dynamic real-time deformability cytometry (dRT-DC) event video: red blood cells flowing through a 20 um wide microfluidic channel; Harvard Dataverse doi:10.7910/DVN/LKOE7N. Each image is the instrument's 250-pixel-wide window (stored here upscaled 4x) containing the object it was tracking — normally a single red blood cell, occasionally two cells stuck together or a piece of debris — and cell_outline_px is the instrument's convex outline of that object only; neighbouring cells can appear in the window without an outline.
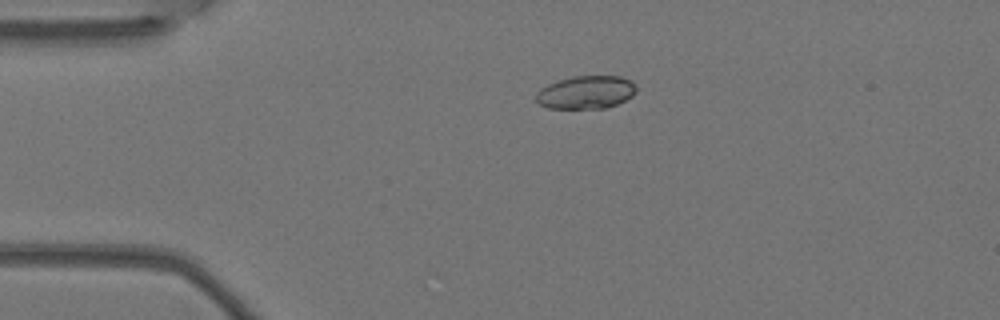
{"species": "Egyptian fruit bat (a non-hibernating species)", "species_latin": "Rousettus aegyptiacus", "temperature_condition": "warm", "stored_images_in_passage": 3, "camera_frame_rate_fps": 3000, "um_per_image_px": 0.085, "animal": {"sex": "female"}, "frame": {"image": 1, "passage_image": 1, "time_ms": 0.0, "image_size_px": [1000, 320], "cell_outline_px": [[636, 92], [632, 96], [616, 104], [604, 108], [548, 108], [540, 104], [536, 100], [536, 92], [540, 88], [556, 80], [572, 76], [620, 76], [632, 80], [636, 84]], "centroid_in_image_um": [49.81, 7.83], "position_along_channel_um": 35.2, "area_um2": 19.42}}